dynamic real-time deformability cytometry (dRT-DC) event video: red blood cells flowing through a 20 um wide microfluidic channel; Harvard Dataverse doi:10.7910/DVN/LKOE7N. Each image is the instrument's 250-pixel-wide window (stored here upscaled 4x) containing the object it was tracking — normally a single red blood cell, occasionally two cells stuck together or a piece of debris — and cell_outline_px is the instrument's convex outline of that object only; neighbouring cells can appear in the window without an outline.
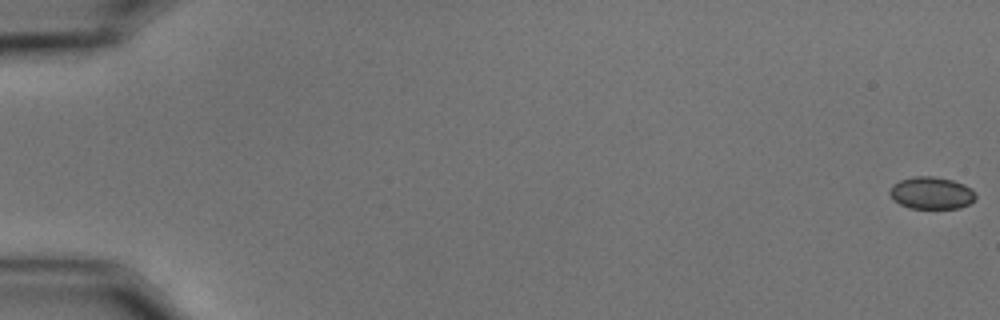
{"species": "common noctule bat (a hibernating species)", "species_latin": "Nyctalus noctula", "temperature_condition": "cold", "stored_images_in_passage": 60, "camera_frame_rate_fps": 3000, "um_per_image_px": 0.085, "animal": {"sex": "male", "body_mass_g": 15.6}, "frame": {"image": 1, "passage_image": 1, "time_ms": 0.0, "image_size_px": [1000, 320], "cell_outline_px": [[976, 200], [960, 208], [908, 208], [900, 204], [888, 192], [892, 184], [900, 180], [916, 176], [932, 176], [952, 180], [964, 184], [972, 188], [976, 192]], "centroid_in_image_um": [79.21, 16.4], "position_along_channel_um": 5.8, "area_um2": 16.18}}
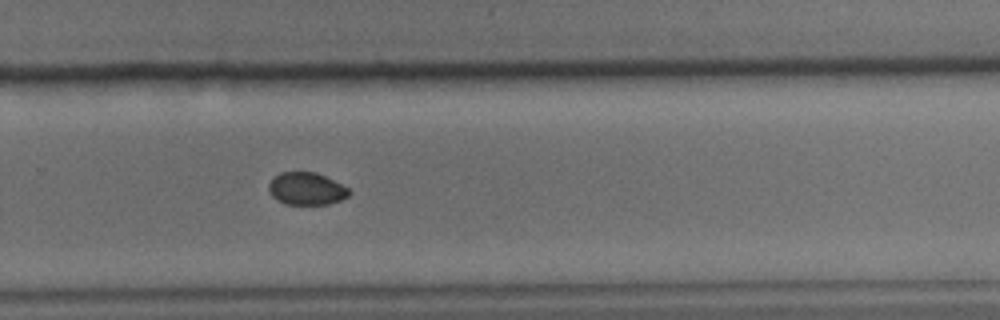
{"frame": {"image": 2, "passage_image": 41, "time_ms": 13.333, "image_size_px": [1000, 320], "cell_outline_px": [[352, 192], [348, 196], [340, 200], [328, 204], [284, 204], [272, 196], [268, 188], [268, 184], [280, 172], [316, 172], [348, 188]], "centroid_in_image_um": [26.04, 16.04], "position_along_channel_um": 303.8, "area_um2": 15.03}}
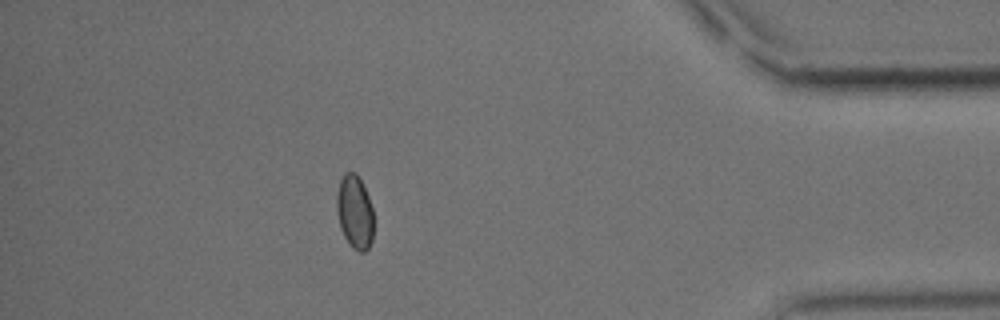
{"frame": {"image": 3, "passage_image": 53, "time_ms": 17.333, "image_size_px": [1000, 320], "cell_outline_px": [[372, 240], [368, 248], [364, 252], [360, 252], [352, 248], [348, 244], [340, 228], [336, 208], [336, 196], [340, 180], [344, 172], [356, 172], [360, 176], [368, 196], [372, 208]], "centroid_in_image_um": [30.13, 18.0], "position_along_channel_um": 405.1, "area_um2": 16.01}}